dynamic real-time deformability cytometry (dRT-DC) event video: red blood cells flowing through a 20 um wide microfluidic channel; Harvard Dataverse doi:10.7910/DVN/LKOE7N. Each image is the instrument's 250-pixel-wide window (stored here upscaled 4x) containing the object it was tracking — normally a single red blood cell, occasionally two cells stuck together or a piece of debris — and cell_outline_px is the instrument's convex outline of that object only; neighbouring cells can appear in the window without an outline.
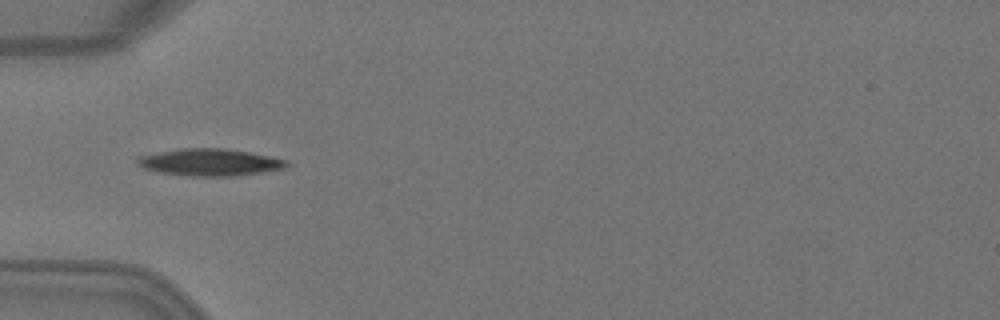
{"species": "Egyptian fruit bat (a non-hibernating species)", "species_latin": "Rousettus aegyptiacus", "temperature_condition": "warm", "stored_images_in_passage": 4, "camera_frame_rate_fps": 3000, "um_per_image_px": 0.085, "animal": {"sex": "female"}, "frame": {"image": 1, "passage_image": 3, "time_ms": 0.667, "image_size_px": [1000, 320], "cell_outline_px": [[292, 164], [288, 168], [232, 176], [192, 176], [160, 172], [144, 168], [136, 164], [136, 156], [180, 148], [224, 148], [252, 152], [288, 160]], "centroid_in_image_um": [17.87, 13.78], "position_along_channel_um": 67.1, "area_um2": 23.76}}